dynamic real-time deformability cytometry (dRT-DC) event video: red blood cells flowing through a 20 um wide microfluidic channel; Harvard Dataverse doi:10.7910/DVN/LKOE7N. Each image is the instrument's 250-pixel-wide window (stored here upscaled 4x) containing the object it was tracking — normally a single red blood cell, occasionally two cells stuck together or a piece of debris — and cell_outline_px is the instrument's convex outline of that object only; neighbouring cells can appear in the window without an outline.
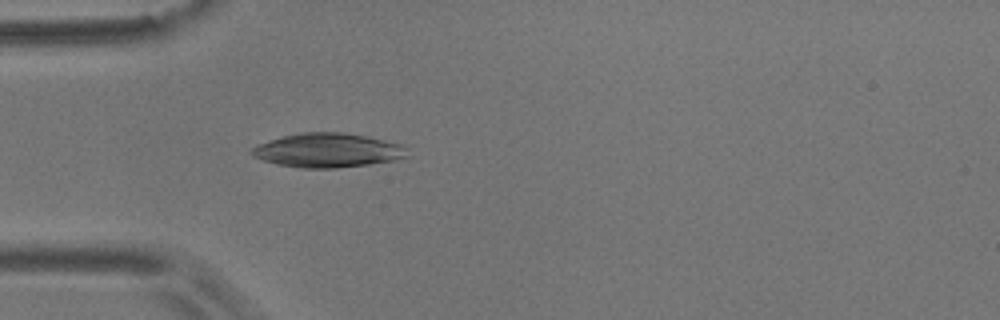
{"species": "common noctule bat (a hibernating species)", "species_latin": "Nyctalus noctula", "temperature_condition": "room temperature", "stored_images_in_passage": 1, "camera_frame_rate_fps": 3000, "um_per_image_px": 0.085, "animal": {"sex": "male", "body_mass_g": 17.9}, "frame": {"image": 1, "passage_image": 1, "time_ms": 0.0, "image_size_px": [1000, 320], "cell_outline_px": [[408, 156], [396, 160], [368, 164], [336, 168], [300, 168], [276, 164], [252, 156], [248, 152], [256, 144], [284, 136], [304, 132], [344, 132], [368, 136], [400, 144], [408, 148]], "centroid_in_image_um": [27.85, 12.78], "position_along_channel_um": 57.1, "area_um2": 31.1}}